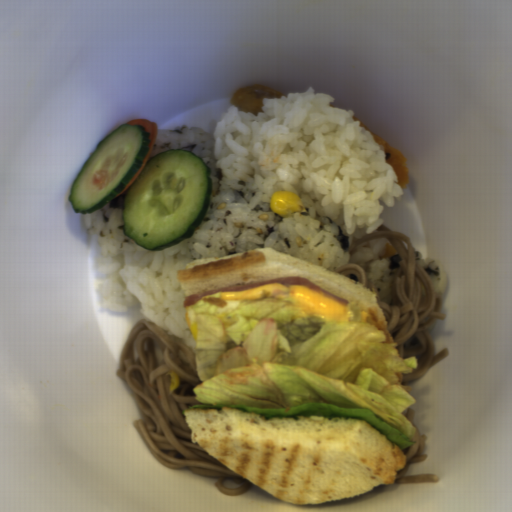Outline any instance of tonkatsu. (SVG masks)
Wrapping results in <instances>:
<instances>
[{
	"label": "tonkatsu",
	"mask_w": 512,
	"mask_h": 512,
	"mask_svg": "<svg viewBox=\"0 0 512 512\" xmlns=\"http://www.w3.org/2000/svg\"><path fill=\"white\" fill-rule=\"evenodd\" d=\"M281 94L276 89L266 84H248L239 86L235 91L230 106L237 110L258 115L262 112L263 99H280Z\"/></svg>",
	"instance_id": "1"
},
{
	"label": "tonkatsu",
	"mask_w": 512,
	"mask_h": 512,
	"mask_svg": "<svg viewBox=\"0 0 512 512\" xmlns=\"http://www.w3.org/2000/svg\"><path fill=\"white\" fill-rule=\"evenodd\" d=\"M355 121L359 122L360 127L369 131L374 135L375 141L381 146L384 154V159L396 172V181L401 186L403 191H406L409 187L410 173L407 166V157L403 151L393 147L386 139L379 135L372 128L367 126L365 123L354 117Z\"/></svg>",
	"instance_id": "2"
}]
</instances>
